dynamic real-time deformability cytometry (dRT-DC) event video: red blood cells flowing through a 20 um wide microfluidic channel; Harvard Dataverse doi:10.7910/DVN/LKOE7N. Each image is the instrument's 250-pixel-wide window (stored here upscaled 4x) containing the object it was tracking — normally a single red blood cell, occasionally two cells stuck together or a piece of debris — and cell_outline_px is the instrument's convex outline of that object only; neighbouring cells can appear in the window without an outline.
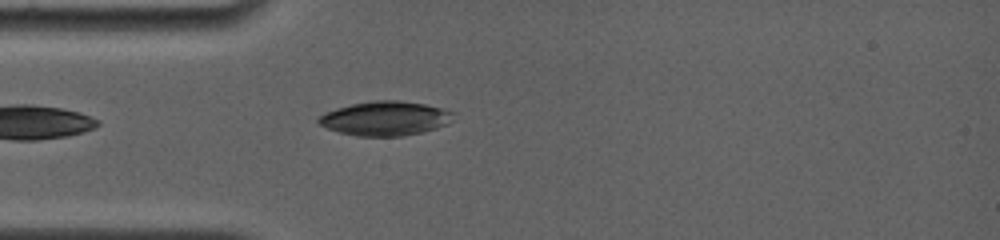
{"species": "common noctule bat (a hibernating species)", "species_latin": "Nyctalus noctula", "temperature_condition": "room temperature", "stored_images_in_passage": 1, "camera_frame_rate_fps": 4000, "um_per_image_px": 0.085, "animal": {"sex": "female", "body_mass_g": 19.0, "forearm_length_mm": 56.7}, "frame": {"image": 1, "passage_image": 1, "time_ms": 0.0, "image_size_px": [1000, 240], "cell_outline_px": [[456, 112], [452, 120], [448, 124], [424, 132], [404, 136], [356, 136], [340, 132], [328, 128], [320, 124], [316, 120], [324, 112], [336, 108], [352, 104], [372, 100], [400, 100], [424, 104]], "centroid_in_image_um": [32.77, 10.06], "position_along_channel_um": 52.2, "area_um2": 27.05}}